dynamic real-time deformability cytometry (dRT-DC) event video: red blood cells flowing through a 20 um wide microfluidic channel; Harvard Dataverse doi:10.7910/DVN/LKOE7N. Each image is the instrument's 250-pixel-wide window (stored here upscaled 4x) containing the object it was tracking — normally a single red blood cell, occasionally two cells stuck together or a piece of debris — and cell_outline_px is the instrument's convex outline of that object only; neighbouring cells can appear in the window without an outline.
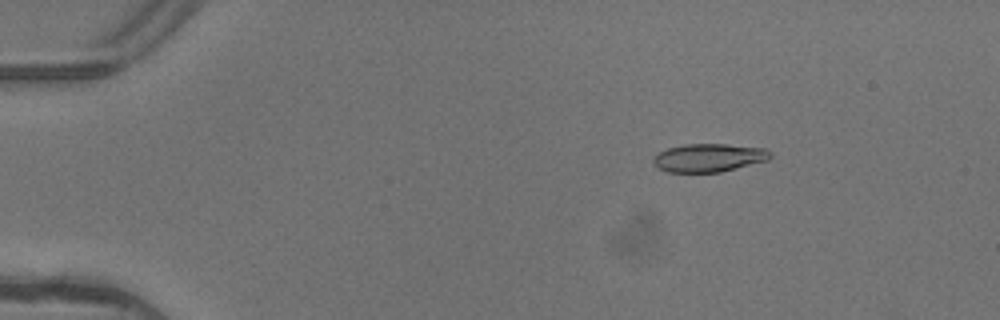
{"species": "common noctule bat (a hibernating species)", "species_latin": "Nyctalus noctula", "temperature_condition": "warm", "stored_images_in_passage": 4, "camera_frame_rate_fps": 3000, "um_per_image_px": 0.085, "animal": {"sex": "female"}, "frame": {"image": 1, "passage_image": 2, "time_ms": 0.333, "image_size_px": [1000, 320], "cell_outline_px": [[772, 156], [768, 160], [720, 172], [668, 172], [660, 168], [652, 160], [660, 152], [668, 148], [684, 144], [724, 144], [764, 148], [772, 152]], "centroid_in_image_um": [60.29, 13.4], "position_along_channel_um": 24.7, "area_um2": 19.02}}